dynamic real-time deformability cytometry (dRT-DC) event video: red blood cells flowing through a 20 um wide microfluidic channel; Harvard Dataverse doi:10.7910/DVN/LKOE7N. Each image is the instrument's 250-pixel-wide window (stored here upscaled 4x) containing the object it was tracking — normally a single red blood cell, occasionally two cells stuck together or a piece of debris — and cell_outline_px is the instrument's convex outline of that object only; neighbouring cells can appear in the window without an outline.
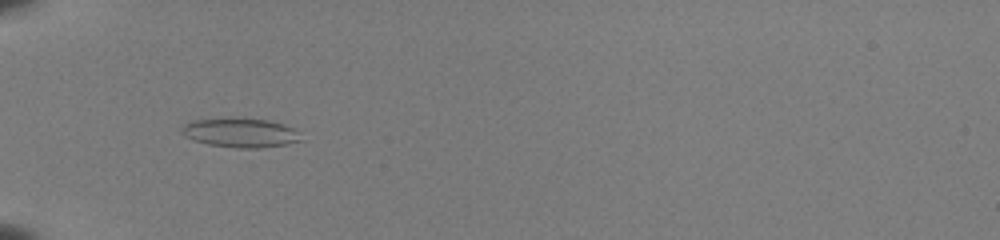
{"species": "common noctule bat (a hibernating species)", "species_latin": "Nyctalus noctula", "temperature_condition": "room temperature", "stored_images_in_passage": 43, "camera_frame_rate_fps": 3000, "um_per_image_px": 0.085, "animal": {"sex": "female", "body_mass_g": 22.0, "forearm_length_mm": 56.7}, "frame": {"image": 1, "passage_image": 10, "time_ms": 3.0, "image_size_px": [1000, 240], "cell_outline_px": [[300, 140], [284, 144], [260, 148], [236, 148], [208, 144], [192, 140], [184, 136], [180, 132], [180, 128], [184, 124], [192, 120], [268, 120], [284, 124], [292, 128]], "centroid_in_image_um": [20.34, 11.31], "position_along_channel_um": 64.7, "area_um2": 19.48}}
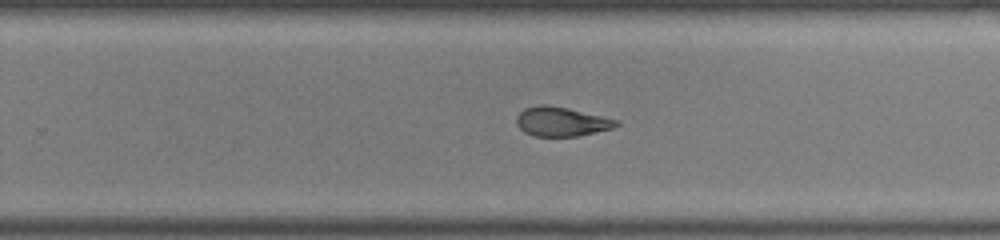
{"frame": {"image": 2, "passage_image": 27, "time_ms": 8.667, "image_size_px": [1000, 240], "cell_outline_px": [[620, 124], [612, 128], [596, 132], [576, 136], [532, 136], [524, 132], [516, 124], [516, 116], [524, 108], [540, 104], [544, 104], [568, 108], [620, 120]], "centroid_in_image_um": [47.71, 10.33], "position_along_channel_um": 282.1, "area_um2": 17.11}}
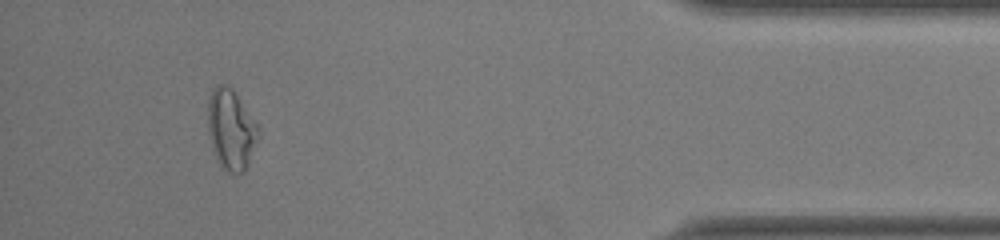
{"frame": {"image": 3, "passage_image": 40, "time_ms": 13.0, "image_size_px": [1000, 240], "cell_outline_px": [[260, 128], [248, 164], [244, 172], [228, 172], [216, 160], [208, 136], [208, 96], [212, 88], [216, 84], [224, 84], [232, 88], [236, 92]], "centroid_in_image_um": [19.61, 10.95], "position_along_channel_um": 415.6, "area_um2": 23.7}, "authors_computed_cell_mechanics": {"area_um2": 19.4786, "velocity_mm_per_s": 4.0068, "shape_relaxation_time_tau1_ms": null, "shape_relaxation_time_tau2_ms": 2.1417, "deformation_change_tau1": null, "deformation_change_tau2": 0.0948}}